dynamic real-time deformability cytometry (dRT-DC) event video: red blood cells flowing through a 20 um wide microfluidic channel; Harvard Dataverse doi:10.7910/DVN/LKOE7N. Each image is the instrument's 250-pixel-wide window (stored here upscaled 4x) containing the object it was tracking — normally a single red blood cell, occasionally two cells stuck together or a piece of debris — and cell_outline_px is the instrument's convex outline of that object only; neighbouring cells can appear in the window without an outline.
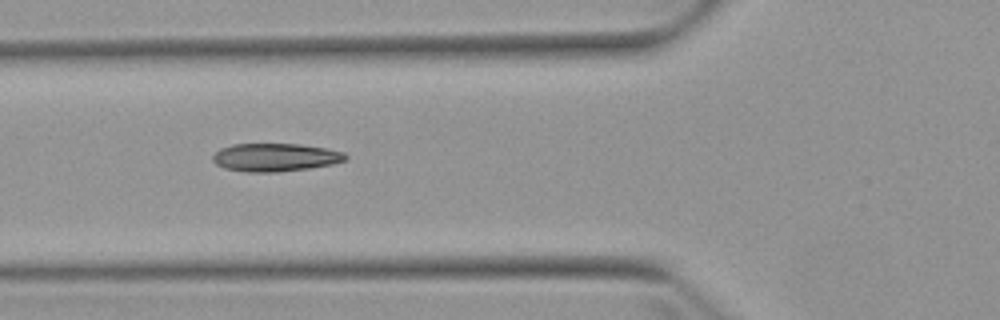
{"species": "Egyptian fruit bat (a non-hibernating species)", "species_latin": "Rousettus aegyptiacus", "temperature_condition": "warm", "stored_images_in_passage": 3, "camera_frame_rate_fps": 3000, "um_per_image_px": 0.085, "animal": {"sex": "female"}, "frame": {"image": 1, "passage_image": 2, "time_ms": 2.0, "image_size_px": [1000, 320], "cell_outline_px": [[348, 156], [344, 160], [332, 164], [308, 168], [280, 172], [244, 172], [224, 168], [216, 164], [212, 160], [212, 156], [220, 148], [232, 144], [300, 144], [324, 148], [344, 152]], "centroid_in_image_um": [23.36, 13.38], "position_along_channel_um": 102.4, "area_um2": 21.73}}
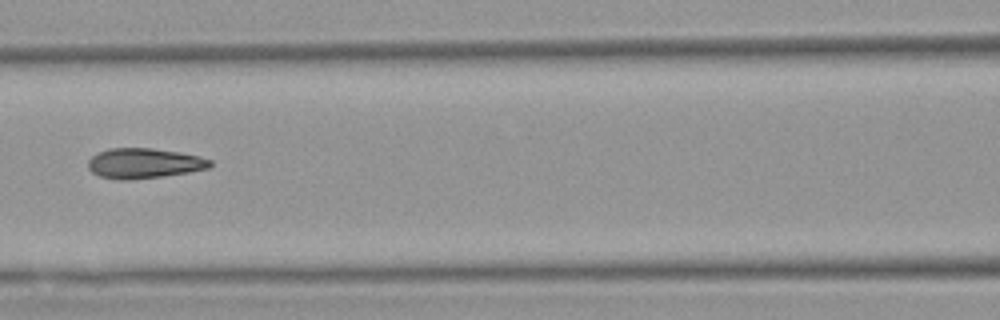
{"frame": {"image": 2, "passage_image": 3, "time_ms": 3.333, "image_size_px": [1000, 320], "cell_outline_px": [[212, 164], [208, 168], [188, 172], [164, 176], [128, 180], [116, 180], [100, 176], [92, 172], [88, 168], [88, 160], [92, 156], [108, 148], [152, 148], [180, 152], [200, 156], [212, 160]], "centroid_in_image_um": [12.24, 13.88], "position_along_channel_um": 154.4, "area_um2": 21.5}}